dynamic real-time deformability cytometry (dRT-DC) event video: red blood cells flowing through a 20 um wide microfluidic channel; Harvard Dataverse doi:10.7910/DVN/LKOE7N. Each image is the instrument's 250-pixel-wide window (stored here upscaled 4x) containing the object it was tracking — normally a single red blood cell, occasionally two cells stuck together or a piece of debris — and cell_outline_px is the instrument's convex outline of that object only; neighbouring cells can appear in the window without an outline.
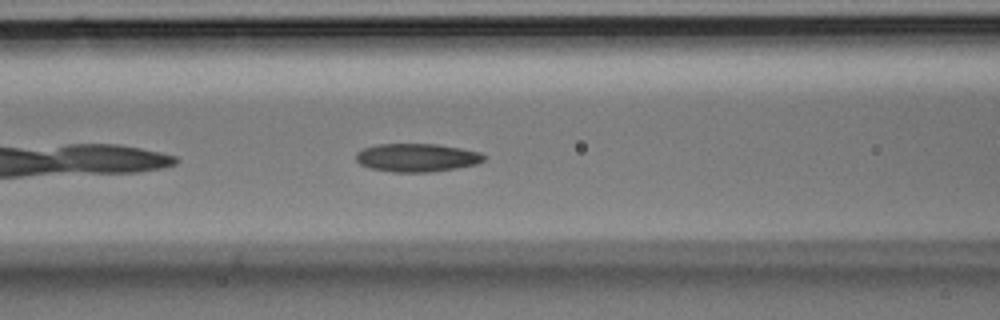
{"species": "Egyptian fruit bat (a non-hibernating species)", "species_latin": "Rousettus aegyptiacus", "temperature_condition": "room temperature", "stored_images_in_passage": 4, "camera_frame_rate_fps": 3000, "um_per_image_px": 0.085, "animal": {"sex": "male"}, "frame": {"image": 1, "passage_image": 4, "time_ms": 1.0, "image_size_px": [1000, 320], "cell_outline_px": [[484, 160], [476, 164], [456, 168], [428, 172], [392, 172], [372, 168], [360, 164], [356, 160], [356, 152], [364, 148], [376, 144], [436, 144], [460, 148], [480, 152], [484, 156]], "centroid_in_image_um": [35.41, 13.39], "position_along_channel_um": 131.2, "area_um2": 20.92}}